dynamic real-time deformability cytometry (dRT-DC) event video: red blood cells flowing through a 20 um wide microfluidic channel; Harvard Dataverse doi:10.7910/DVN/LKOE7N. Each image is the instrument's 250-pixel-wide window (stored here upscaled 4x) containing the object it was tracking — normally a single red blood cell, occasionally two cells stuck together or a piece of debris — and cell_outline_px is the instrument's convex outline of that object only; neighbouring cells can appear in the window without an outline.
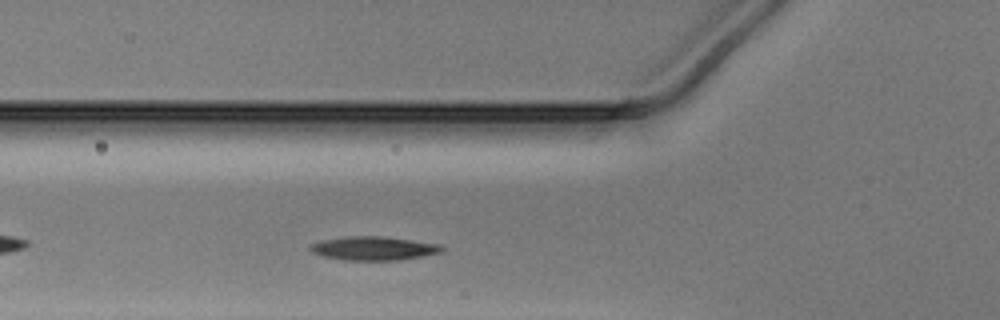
{"species": "Egyptian fruit bat (a non-hibernating species)", "species_latin": "Rousettus aegyptiacus", "temperature_condition": "warm", "stored_images_in_passage": 27, "camera_frame_rate_fps": 3000, "um_per_image_px": 0.085, "animal": {"sex": "male"}, "frame": {"image": 1, "passage_image": 5, "time_ms": 1.333, "image_size_px": [1000, 320], "cell_outline_px": [[444, 252], [400, 260], [344, 260], [324, 256], [312, 252], [308, 248], [312, 244], [320, 240], [348, 236], [380, 236], [412, 240], [440, 244], [444, 248]], "centroid_in_image_um": [31.78, 21.11], "position_along_channel_um": 94.0, "area_um2": 18.21}}
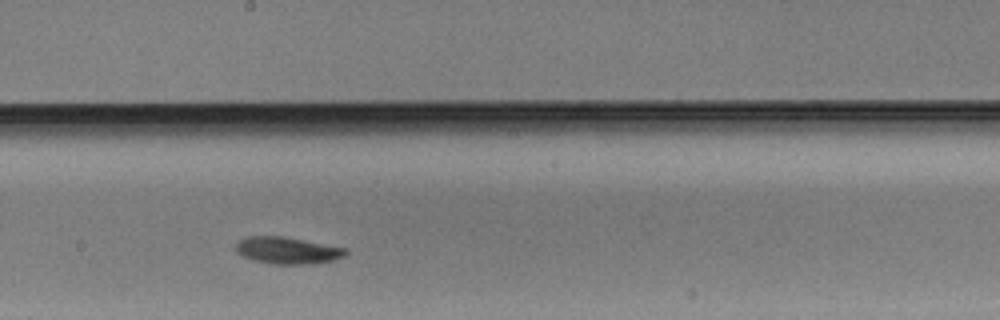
{"frame": {"image": 2, "passage_image": 15, "time_ms": 4.667, "image_size_px": [1000, 320], "cell_outline_px": [[348, 252], [344, 256], [336, 260], [316, 264], [272, 264], [252, 260], [236, 252], [236, 244], [244, 236], [284, 236], [348, 248]], "centroid_in_image_um": [24.47, 21.29], "position_along_channel_um": 223.7, "area_um2": 17.51}}
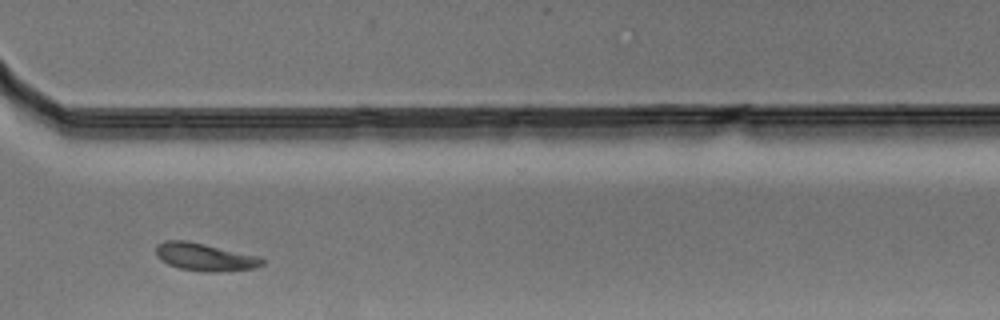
{"frame": {"image": 3, "passage_image": 25, "time_ms": 8.0, "image_size_px": [1000, 320], "cell_outline_px": [[264, 264], [256, 268], [220, 272], [208, 272], [180, 268], [168, 264], [160, 260], [156, 256], [156, 244], [164, 240], [184, 240], [204, 244], [256, 256], [264, 260]], "centroid_in_image_um": [17.36, 21.85], "position_along_channel_um": 353.2, "area_um2": 16.99}}